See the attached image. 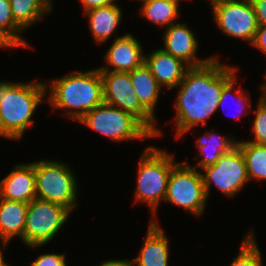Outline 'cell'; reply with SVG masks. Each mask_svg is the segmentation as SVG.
<instances>
[{
  "label": "cell",
  "instance_id": "d6a6232c",
  "mask_svg": "<svg viewBox=\"0 0 266 266\" xmlns=\"http://www.w3.org/2000/svg\"><path fill=\"white\" fill-rule=\"evenodd\" d=\"M1 47L15 48V46L0 32V48Z\"/></svg>",
  "mask_w": 266,
  "mask_h": 266
},
{
  "label": "cell",
  "instance_id": "4316f807",
  "mask_svg": "<svg viewBox=\"0 0 266 266\" xmlns=\"http://www.w3.org/2000/svg\"><path fill=\"white\" fill-rule=\"evenodd\" d=\"M235 82H236V75L223 87V92L221 95V99L219 100V103H218V108L220 106L224 105V102H226V100L229 98L231 91H233V86H234ZM235 91L236 92L233 93V95H234L233 97H235V99L239 103V104H237V106L240 109L239 111L240 112L241 111L243 112L244 110L246 111L248 106L251 105L250 101L248 100V96H245V94L243 93V91L241 89H239V90L237 89Z\"/></svg>",
  "mask_w": 266,
  "mask_h": 266
},
{
  "label": "cell",
  "instance_id": "ac0fdd59",
  "mask_svg": "<svg viewBox=\"0 0 266 266\" xmlns=\"http://www.w3.org/2000/svg\"><path fill=\"white\" fill-rule=\"evenodd\" d=\"M88 17L89 29L97 44L114 34L122 20V10L116 3L99 7L84 13Z\"/></svg>",
  "mask_w": 266,
  "mask_h": 266
},
{
  "label": "cell",
  "instance_id": "e575fe53",
  "mask_svg": "<svg viewBox=\"0 0 266 266\" xmlns=\"http://www.w3.org/2000/svg\"><path fill=\"white\" fill-rule=\"evenodd\" d=\"M261 89H262V97L264 98V99H266V83H264V84H262V87H261Z\"/></svg>",
  "mask_w": 266,
  "mask_h": 266
},
{
  "label": "cell",
  "instance_id": "8fae6325",
  "mask_svg": "<svg viewBox=\"0 0 266 266\" xmlns=\"http://www.w3.org/2000/svg\"><path fill=\"white\" fill-rule=\"evenodd\" d=\"M216 26L227 36L252 44L259 27L250 0H226L212 5Z\"/></svg>",
  "mask_w": 266,
  "mask_h": 266
},
{
  "label": "cell",
  "instance_id": "f546056e",
  "mask_svg": "<svg viewBox=\"0 0 266 266\" xmlns=\"http://www.w3.org/2000/svg\"><path fill=\"white\" fill-rule=\"evenodd\" d=\"M252 45L266 54V26H259Z\"/></svg>",
  "mask_w": 266,
  "mask_h": 266
},
{
  "label": "cell",
  "instance_id": "cb8c5ba5",
  "mask_svg": "<svg viewBox=\"0 0 266 266\" xmlns=\"http://www.w3.org/2000/svg\"><path fill=\"white\" fill-rule=\"evenodd\" d=\"M23 29L15 22L9 0H0V32L15 46L30 47L20 36Z\"/></svg>",
  "mask_w": 266,
  "mask_h": 266
},
{
  "label": "cell",
  "instance_id": "484cf974",
  "mask_svg": "<svg viewBox=\"0 0 266 266\" xmlns=\"http://www.w3.org/2000/svg\"><path fill=\"white\" fill-rule=\"evenodd\" d=\"M255 119L252 130L254 138L252 141H246L255 144H266V99L259 97V102L256 110H253Z\"/></svg>",
  "mask_w": 266,
  "mask_h": 266
},
{
  "label": "cell",
  "instance_id": "603a6c76",
  "mask_svg": "<svg viewBox=\"0 0 266 266\" xmlns=\"http://www.w3.org/2000/svg\"><path fill=\"white\" fill-rule=\"evenodd\" d=\"M178 5L171 0H150L141 6V14L154 25L169 27L179 16Z\"/></svg>",
  "mask_w": 266,
  "mask_h": 266
},
{
  "label": "cell",
  "instance_id": "5b68a950",
  "mask_svg": "<svg viewBox=\"0 0 266 266\" xmlns=\"http://www.w3.org/2000/svg\"><path fill=\"white\" fill-rule=\"evenodd\" d=\"M36 176V198L65 206L71 212L77 205V180L65 163L53 160L31 162Z\"/></svg>",
  "mask_w": 266,
  "mask_h": 266
},
{
  "label": "cell",
  "instance_id": "83f0119b",
  "mask_svg": "<svg viewBox=\"0 0 266 266\" xmlns=\"http://www.w3.org/2000/svg\"><path fill=\"white\" fill-rule=\"evenodd\" d=\"M30 266H67L64 254H41Z\"/></svg>",
  "mask_w": 266,
  "mask_h": 266
},
{
  "label": "cell",
  "instance_id": "8992f818",
  "mask_svg": "<svg viewBox=\"0 0 266 266\" xmlns=\"http://www.w3.org/2000/svg\"><path fill=\"white\" fill-rule=\"evenodd\" d=\"M79 122L116 142L155 137L132 114L105 102L86 113Z\"/></svg>",
  "mask_w": 266,
  "mask_h": 266
},
{
  "label": "cell",
  "instance_id": "9c48e42d",
  "mask_svg": "<svg viewBox=\"0 0 266 266\" xmlns=\"http://www.w3.org/2000/svg\"><path fill=\"white\" fill-rule=\"evenodd\" d=\"M104 102L136 117L155 137L162 135L153 117L135 94L129 72L100 71Z\"/></svg>",
  "mask_w": 266,
  "mask_h": 266
},
{
  "label": "cell",
  "instance_id": "6da1fadb",
  "mask_svg": "<svg viewBox=\"0 0 266 266\" xmlns=\"http://www.w3.org/2000/svg\"><path fill=\"white\" fill-rule=\"evenodd\" d=\"M237 67L226 66L214 56L208 63L190 67L179 86L176 98V137H182L218 109L223 87L236 75Z\"/></svg>",
  "mask_w": 266,
  "mask_h": 266
},
{
  "label": "cell",
  "instance_id": "4dcf8cb0",
  "mask_svg": "<svg viewBox=\"0 0 266 266\" xmlns=\"http://www.w3.org/2000/svg\"><path fill=\"white\" fill-rule=\"evenodd\" d=\"M116 0H80L83 6V12H87L92 9H96L103 6L115 4Z\"/></svg>",
  "mask_w": 266,
  "mask_h": 266
},
{
  "label": "cell",
  "instance_id": "2e32d148",
  "mask_svg": "<svg viewBox=\"0 0 266 266\" xmlns=\"http://www.w3.org/2000/svg\"><path fill=\"white\" fill-rule=\"evenodd\" d=\"M155 220L151 219L140 253L129 260L130 266H168L169 240Z\"/></svg>",
  "mask_w": 266,
  "mask_h": 266
},
{
  "label": "cell",
  "instance_id": "d4e9b609",
  "mask_svg": "<svg viewBox=\"0 0 266 266\" xmlns=\"http://www.w3.org/2000/svg\"><path fill=\"white\" fill-rule=\"evenodd\" d=\"M254 237L251 231L245 236L238 256L229 266H263L261 252Z\"/></svg>",
  "mask_w": 266,
  "mask_h": 266
},
{
  "label": "cell",
  "instance_id": "3957f363",
  "mask_svg": "<svg viewBox=\"0 0 266 266\" xmlns=\"http://www.w3.org/2000/svg\"><path fill=\"white\" fill-rule=\"evenodd\" d=\"M48 84L46 88L51 87V94L46 101L53 109H67L66 116L77 121L104 103L103 81L98 68L75 71Z\"/></svg>",
  "mask_w": 266,
  "mask_h": 266
},
{
  "label": "cell",
  "instance_id": "44dd1931",
  "mask_svg": "<svg viewBox=\"0 0 266 266\" xmlns=\"http://www.w3.org/2000/svg\"><path fill=\"white\" fill-rule=\"evenodd\" d=\"M15 22L26 30L52 10L51 0H9Z\"/></svg>",
  "mask_w": 266,
  "mask_h": 266
},
{
  "label": "cell",
  "instance_id": "4fadbf2b",
  "mask_svg": "<svg viewBox=\"0 0 266 266\" xmlns=\"http://www.w3.org/2000/svg\"><path fill=\"white\" fill-rule=\"evenodd\" d=\"M142 49L141 44L132 34L117 36L105 54L107 66L98 69L100 71L131 72L144 63ZM110 66L113 67L111 70Z\"/></svg>",
  "mask_w": 266,
  "mask_h": 266
},
{
  "label": "cell",
  "instance_id": "74e56055",
  "mask_svg": "<svg viewBox=\"0 0 266 266\" xmlns=\"http://www.w3.org/2000/svg\"><path fill=\"white\" fill-rule=\"evenodd\" d=\"M139 1H141L142 4H143V3H146V2H148V1H150V0H139Z\"/></svg>",
  "mask_w": 266,
  "mask_h": 266
},
{
  "label": "cell",
  "instance_id": "ffe728a7",
  "mask_svg": "<svg viewBox=\"0 0 266 266\" xmlns=\"http://www.w3.org/2000/svg\"><path fill=\"white\" fill-rule=\"evenodd\" d=\"M236 143V139H229L226 136L216 134L214 131L205 132L202 137L197 139L196 144L203 158L193 168L198 166L203 169L204 167L214 165L219 157L234 148Z\"/></svg>",
  "mask_w": 266,
  "mask_h": 266
},
{
  "label": "cell",
  "instance_id": "8d00e7d4",
  "mask_svg": "<svg viewBox=\"0 0 266 266\" xmlns=\"http://www.w3.org/2000/svg\"><path fill=\"white\" fill-rule=\"evenodd\" d=\"M171 1H173L175 4H177L179 6V1L180 0H171Z\"/></svg>",
  "mask_w": 266,
  "mask_h": 266
},
{
  "label": "cell",
  "instance_id": "1f68e13d",
  "mask_svg": "<svg viewBox=\"0 0 266 266\" xmlns=\"http://www.w3.org/2000/svg\"><path fill=\"white\" fill-rule=\"evenodd\" d=\"M99 266H130V261L128 259L107 260L105 262H102Z\"/></svg>",
  "mask_w": 266,
  "mask_h": 266
},
{
  "label": "cell",
  "instance_id": "d6986e66",
  "mask_svg": "<svg viewBox=\"0 0 266 266\" xmlns=\"http://www.w3.org/2000/svg\"><path fill=\"white\" fill-rule=\"evenodd\" d=\"M135 94L141 105L153 116L162 87L152 75L150 69L143 63L129 72Z\"/></svg>",
  "mask_w": 266,
  "mask_h": 266
},
{
  "label": "cell",
  "instance_id": "5bb4252c",
  "mask_svg": "<svg viewBox=\"0 0 266 266\" xmlns=\"http://www.w3.org/2000/svg\"><path fill=\"white\" fill-rule=\"evenodd\" d=\"M0 198L23 203H30L36 198V176L32 163L17 164L0 181Z\"/></svg>",
  "mask_w": 266,
  "mask_h": 266
},
{
  "label": "cell",
  "instance_id": "9a60e30c",
  "mask_svg": "<svg viewBox=\"0 0 266 266\" xmlns=\"http://www.w3.org/2000/svg\"><path fill=\"white\" fill-rule=\"evenodd\" d=\"M144 55V63L161 87L174 89L190 68L183 60L164 52L161 48Z\"/></svg>",
  "mask_w": 266,
  "mask_h": 266
},
{
  "label": "cell",
  "instance_id": "52a82bcc",
  "mask_svg": "<svg viewBox=\"0 0 266 266\" xmlns=\"http://www.w3.org/2000/svg\"><path fill=\"white\" fill-rule=\"evenodd\" d=\"M70 214L63 205L35 198L28 206L23 242L32 248L47 244L65 225Z\"/></svg>",
  "mask_w": 266,
  "mask_h": 266
},
{
  "label": "cell",
  "instance_id": "30bf717a",
  "mask_svg": "<svg viewBox=\"0 0 266 266\" xmlns=\"http://www.w3.org/2000/svg\"><path fill=\"white\" fill-rule=\"evenodd\" d=\"M202 170L201 175L207 198L211 184H214L227 197H233L250 181L244 156L237 145L221 155L214 165L204 167Z\"/></svg>",
  "mask_w": 266,
  "mask_h": 266
},
{
  "label": "cell",
  "instance_id": "f1b7e54d",
  "mask_svg": "<svg viewBox=\"0 0 266 266\" xmlns=\"http://www.w3.org/2000/svg\"><path fill=\"white\" fill-rule=\"evenodd\" d=\"M253 4L259 26H266V0H250Z\"/></svg>",
  "mask_w": 266,
  "mask_h": 266
},
{
  "label": "cell",
  "instance_id": "277c9868",
  "mask_svg": "<svg viewBox=\"0 0 266 266\" xmlns=\"http://www.w3.org/2000/svg\"><path fill=\"white\" fill-rule=\"evenodd\" d=\"M166 150L149 146L138 165L136 201L145 202L156 213L160 200H165L169 174L177 164Z\"/></svg>",
  "mask_w": 266,
  "mask_h": 266
},
{
  "label": "cell",
  "instance_id": "7402d4cb",
  "mask_svg": "<svg viewBox=\"0 0 266 266\" xmlns=\"http://www.w3.org/2000/svg\"><path fill=\"white\" fill-rule=\"evenodd\" d=\"M245 162L249 180H266V144L237 141Z\"/></svg>",
  "mask_w": 266,
  "mask_h": 266
},
{
  "label": "cell",
  "instance_id": "d590c367",
  "mask_svg": "<svg viewBox=\"0 0 266 266\" xmlns=\"http://www.w3.org/2000/svg\"><path fill=\"white\" fill-rule=\"evenodd\" d=\"M210 1V3H212L211 5H213L214 3L220 2V1H226V0H208Z\"/></svg>",
  "mask_w": 266,
  "mask_h": 266
},
{
  "label": "cell",
  "instance_id": "7a4b0ae2",
  "mask_svg": "<svg viewBox=\"0 0 266 266\" xmlns=\"http://www.w3.org/2000/svg\"><path fill=\"white\" fill-rule=\"evenodd\" d=\"M46 83L0 82V136L20 139L25 130L33 125V116L38 105L45 102Z\"/></svg>",
  "mask_w": 266,
  "mask_h": 266
},
{
  "label": "cell",
  "instance_id": "e0dca14e",
  "mask_svg": "<svg viewBox=\"0 0 266 266\" xmlns=\"http://www.w3.org/2000/svg\"><path fill=\"white\" fill-rule=\"evenodd\" d=\"M28 206L29 203L0 198V239L4 248L15 236L23 241Z\"/></svg>",
  "mask_w": 266,
  "mask_h": 266
},
{
  "label": "cell",
  "instance_id": "ba28073f",
  "mask_svg": "<svg viewBox=\"0 0 266 266\" xmlns=\"http://www.w3.org/2000/svg\"><path fill=\"white\" fill-rule=\"evenodd\" d=\"M207 199L202 175L198 168L188 165L186 160L184 163L178 162L169 174L164 201L182 207L199 217L206 207Z\"/></svg>",
  "mask_w": 266,
  "mask_h": 266
},
{
  "label": "cell",
  "instance_id": "836d02e7",
  "mask_svg": "<svg viewBox=\"0 0 266 266\" xmlns=\"http://www.w3.org/2000/svg\"><path fill=\"white\" fill-rule=\"evenodd\" d=\"M1 251L2 249L0 248V266H9V264L4 262V257Z\"/></svg>",
  "mask_w": 266,
  "mask_h": 266
},
{
  "label": "cell",
  "instance_id": "7c38bea8",
  "mask_svg": "<svg viewBox=\"0 0 266 266\" xmlns=\"http://www.w3.org/2000/svg\"><path fill=\"white\" fill-rule=\"evenodd\" d=\"M194 32L186 23H175L165 28L163 37L164 52L183 60L190 67H198L208 63L213 57L198 59L196 51L198 41Z\"/></svg>",
  "mask_w": 266,
  "mask_h": 266
}]
</instances>
